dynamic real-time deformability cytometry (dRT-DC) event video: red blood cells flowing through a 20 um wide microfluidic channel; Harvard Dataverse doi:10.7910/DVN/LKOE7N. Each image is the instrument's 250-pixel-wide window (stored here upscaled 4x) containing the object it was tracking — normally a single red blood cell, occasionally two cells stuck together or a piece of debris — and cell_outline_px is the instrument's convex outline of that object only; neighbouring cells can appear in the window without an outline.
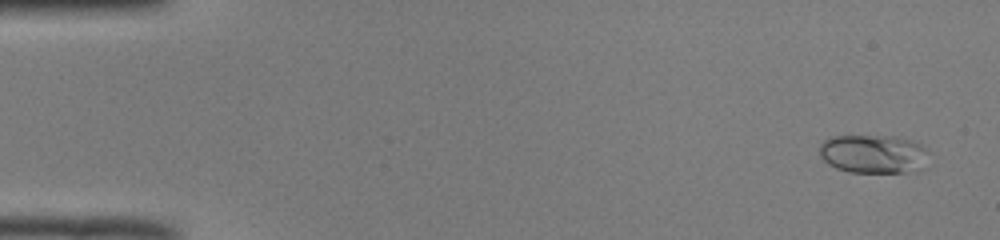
{"species": "common noctule bat (a hibernating species)", "species_latin": "Nyctalus noctula", "temperature_condition": "room temperature", "stored_images_in_passage": 52, "camera_frame_rate_fps": 3000, "um_per_image_px": 0.085, "animal": {"sex": "male", "body_mass_g": 19.0, "forearm_length_mm": 50.8}, "frame": {"image": 1, "passage_image": 3, "time_ms": 0.667, "image_size_px": [1000, 240], "cell_outline_px": [[928, 148], [912, 168], [904, 172], [848, 172], [836, 168], [828, 164], [820, 156], [820, 144], [824, 140], [832, 136], [892, 136], [912, 140]], "centroid_in_image_um": [74.06, 13.05], "position_along_channel_um": 10.9, "area_um2": 23.64}}
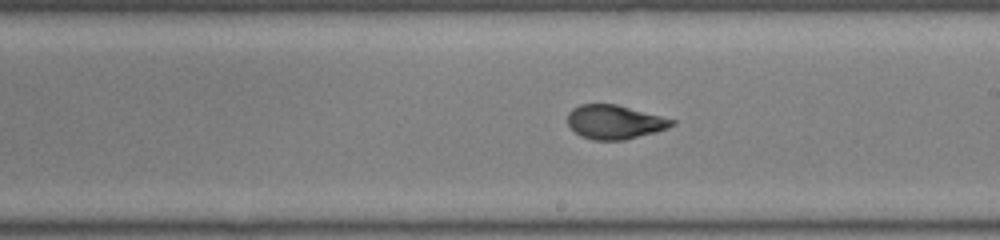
{"frame": {"image": 2, "passage_image": 30, "time_ms": 9.667, "image_size_px": [1000, 240], "cell_outline_px": [[676, 124], [668, 128], [656, 132], [624, 140], [592, 140], [580, 136], [568, 124], [568, 112], [572, 108], [580, 104], [616, 104], [676, 120]], "centroid_in_image_um": [52.25, 10.37], "position_along_channel_um": 236.8, "area_um2": 20.69}}
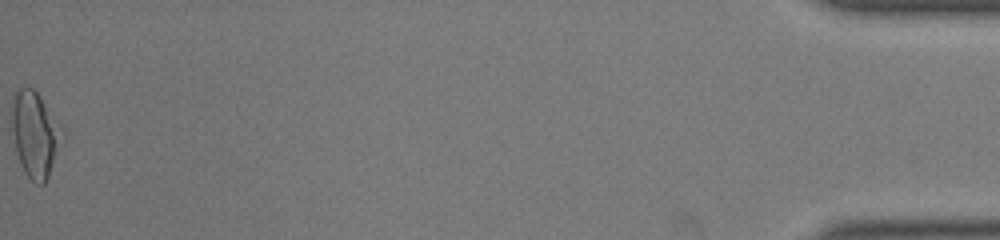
{"frame": {"image": 3, "passage_image": 52, "time_ms": 17.0, "image_size_px": [1000, 240], "cell_outline_px": [[64, 136], [48, 176], [44, 184], [36, 184], [24, 172], [20, 164], [16, 152], [12, 128], [12, 92], [20, 88], [32, 88], [40, 96], [64, 128]], "centroid_in_image_um": [2.98, 11.39], "position_along_channel_um": 432.2, "area_um2": 25.2}, "authors_computed_cell_mechanics": {"area_um2": 20.8658, "velocity_mm_per_s": 3.9991, "shape_relaxation_time_tau1_ms": 8.7347, "shape_relaxation_time_tau2_ms": 1.0095, "deformation_change_tau1": 0.231, "deformation_change_tau2": 0.0759}}